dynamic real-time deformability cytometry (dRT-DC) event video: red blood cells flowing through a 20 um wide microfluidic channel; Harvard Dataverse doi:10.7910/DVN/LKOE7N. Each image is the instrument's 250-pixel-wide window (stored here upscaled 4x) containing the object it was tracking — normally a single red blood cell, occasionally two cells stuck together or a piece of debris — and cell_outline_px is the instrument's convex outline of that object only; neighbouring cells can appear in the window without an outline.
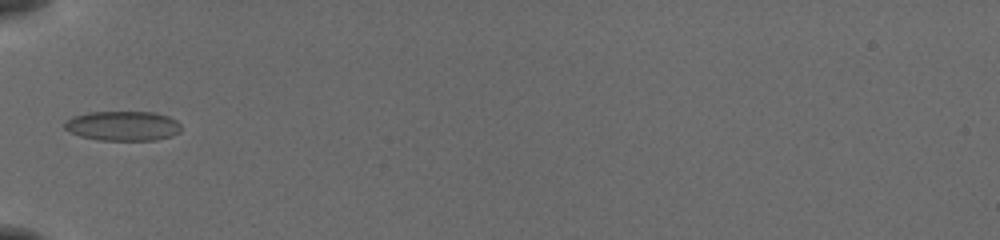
{"species": "common noctule bat (a hibernating species)", "species_latin": "Nyctalus noctula", "temperature_condition": "cold", "stored_images_in_passage": 34, "camera_frame_rate_fps": 3000, "um_per_image_px": 0.085, "animal": {"sex": "female", "body_mass_g": 19.5, "forearm_length_mm": 54.1}, "frame": {"image": 1, "passage_image": 1, "time_ms": 0.0, "image_size_px": [1000, 240], "cell_outline_px": [[180, 132], [172, 136], [156, 140], [100, 140], [80, 136], [68, 132], [64, 128], [64, 120], [72, 116], [88, 112], [156, 112], [168, 116], [176, 120], [180, 124]], "centroid_in_image_um": [10.41, 10.7], "position_along_channel_um": 74.6, "area_um2": 20.4}}
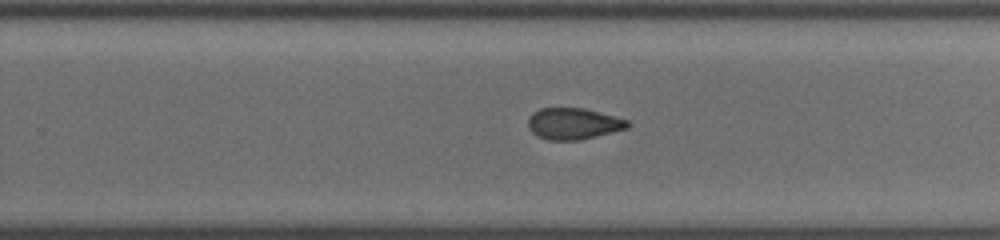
{"frame": {"image": 2, "passage_image": 17, "time_ms": 5.333, "image_size_px": [1000, 240], "cell_outline_px": [[632, 124], [628, 128], [580, 140], [548, 140], [536, 136], [528, 128], [528, 120], [532, 112], [540, 108], [584, 108], [628, 120]], "centroid_in_image_um": [48.72, 10.51], "position_along_channel_um": 281.1, "area_um2": 18.26}}
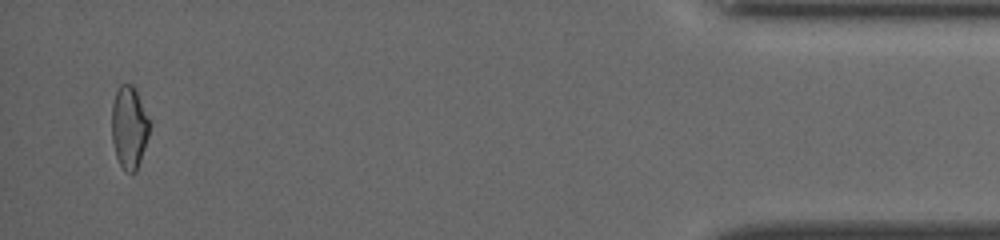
{"frame": {"image": 3, "passage_image": 33, "time_ms": 10.667, "image_size_px": [1000, 240], "cell_outline_px": [[148, 136], [136, 172], [124, 172], [116, 156], [112, 140], [112, 104], [116, 92], [120, 84], [132, 84], [136, 88], [148, 120]], "centroid_in_image_um": [10.95, 10.82], "position_along_channel_um": 424.3, "area_um2": 17.86}, "authors_computed_cell_mechanics": {"area_um2": 18.5538, "velocity_mm_per_s": 3.8972, "shape_relaxation_time_tau1_ms": null, "shape_relaxation_time_tau2_ms": 3.3979, "deformation_change_tau1": null, "deformation_change_tau2": 0.0865}}